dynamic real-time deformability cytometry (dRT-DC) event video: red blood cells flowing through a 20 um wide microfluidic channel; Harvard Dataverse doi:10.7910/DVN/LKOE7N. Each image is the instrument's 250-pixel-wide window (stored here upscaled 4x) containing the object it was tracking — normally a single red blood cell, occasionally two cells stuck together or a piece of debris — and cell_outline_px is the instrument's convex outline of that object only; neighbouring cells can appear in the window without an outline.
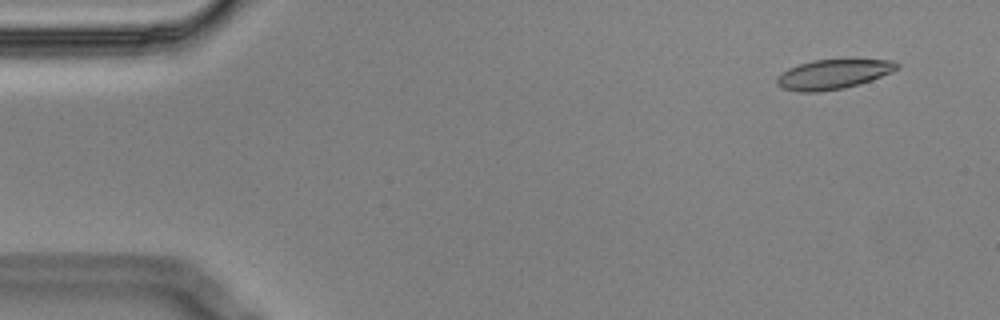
{"species": "Egyptian fruit bat (a non-hibernating species)", "species_latin": "Rousettus aegyptiacus", "temperature_condition": "cold", "stored_images_in_passage": 5, "camera_frame_rate_fps": 3000, "um_per_image_px": 0.085, "animal": {"sex": "male"}, "frame": {"image": 1, "passage_image": 2, "time_ms": 0.333, "image_size_px": [1000, 320], "cell_outline_px": [[900, 68], [892, 72], [872, 80], [860, 84], [844, 88], [820, 92], [800, 92], [780, 88], [776, 84], [776, 76], [788, 68], [812, 60], [892, 60], [900, 64]], "centroid_in_image_um": [70.8, 6.32], "position_along_channel_um": 14.2, "area_um2": 20.87}}
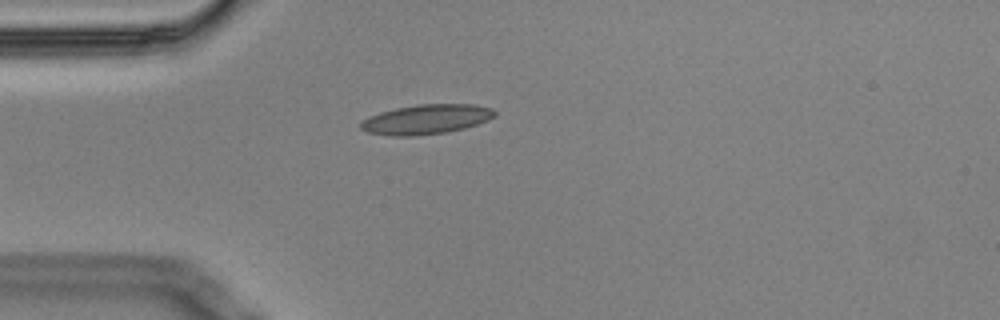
{"frame": {"image": 2, "passage_image": 5, "time_ms": 1.333, "image_size_px": [1000, 320], "cell_outline_px": [[496, 116], [488, 120], [464, 128], [448, 132], [416, 136], [392, 136], [368, 132], [360, 128], [360, 120], [368, 116], [380, 112], [396, 108], [416, 104], [476, 104], [492, 108], [496, 112]], "centroid_in_image_um": [36.22, 10.14], "position_along_channel_um": 48.8, "area_um2": 23.41}}